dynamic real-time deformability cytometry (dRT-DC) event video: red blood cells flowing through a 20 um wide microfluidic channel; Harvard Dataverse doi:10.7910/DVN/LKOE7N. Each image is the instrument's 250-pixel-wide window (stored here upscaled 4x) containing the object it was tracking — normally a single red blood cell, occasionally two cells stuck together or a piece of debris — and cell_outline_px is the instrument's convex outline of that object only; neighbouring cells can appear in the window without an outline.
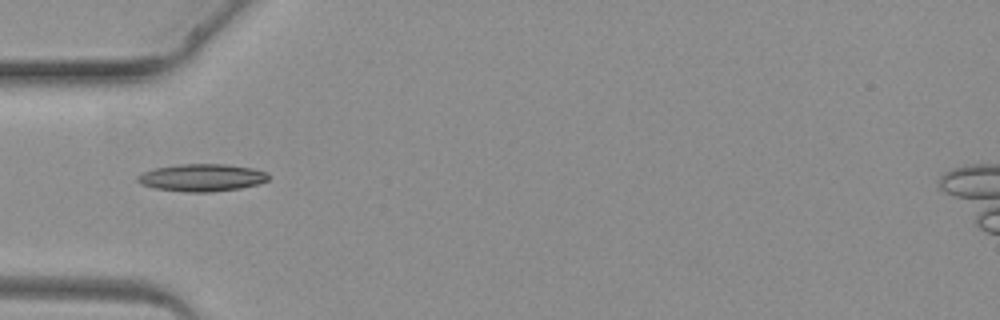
{"species": "common noctule bat (a hibernating species)", "species_latin": "Nyctalus noctula", "temperature_condition": "warm", "stored_images_in_passage": 4, "camera_frame_rate_fps": 3000, "um_per_image_px": 0.085, "animal": {"sex": "female", "body_mass_g": 19.3, "forearm_length_mm": 54.1}, "frame": {"image": 1, "passage_image": 4, "time_ms": 3.667, "image_size_px": [1000, 320], "cell_outline_px": [[268, 180], [256, 184], [240, 188], [208, 192], [188, 192], [156, 188], [140, 184], [136, 180], [136, 176], [144, 172], [156, 168], [176, 164], [224, 164], [252, 168], [268, 172]], "centroid_in_image_um": [17.14, 15.09], "position_along_channel_um": 67.9, "area_um2": 20.75}}